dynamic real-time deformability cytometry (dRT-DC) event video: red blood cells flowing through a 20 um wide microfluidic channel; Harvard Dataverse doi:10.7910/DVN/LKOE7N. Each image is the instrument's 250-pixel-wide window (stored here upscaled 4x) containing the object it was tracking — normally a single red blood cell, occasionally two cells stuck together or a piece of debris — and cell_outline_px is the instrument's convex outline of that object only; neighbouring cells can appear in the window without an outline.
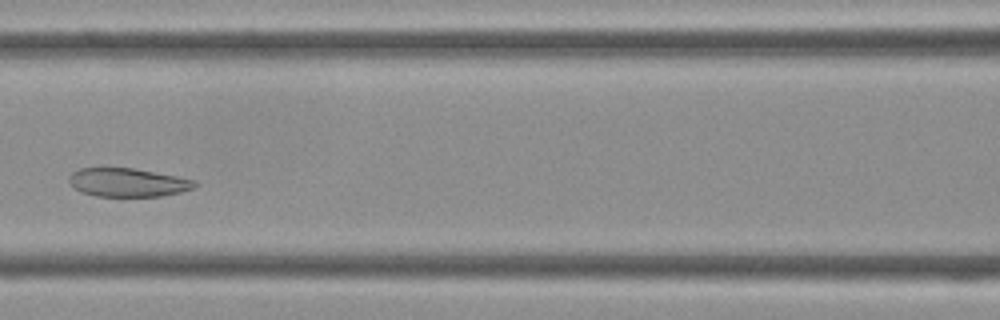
{"species": "Egyptian fruit bat (a non-hibernating species)", "species_latin": "Rousettus aegyptiacus", "temperature_condition": "cold", "stored_images_in_passage": 35, "camera_frame_rate_fps": 3000, "um_per_image_px": 0.085, "frame": {"image": 1, "passage_image": 13, "time_ms": 4.0, "image_size_px": [1000, 320], "cell_outline_px": [[200, 184], [192, 188], [180, 192], [160, 196], [96, 196], [80, 192], [68, 180], [68, 176], [72, 172], [80, 168], [132, 168], [176, 176], [196, 180]], "centroid_in_image_um": [10.86, 15.51], "position_along_channel_um": 155.7, "area_um2": 20.81}}
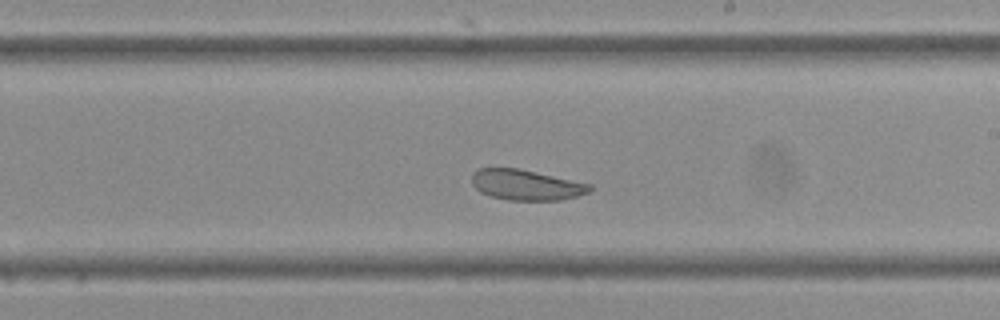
{"frame": {"image": 2, "passage_image": 19, "time_ms": 6.0, "image_size_px": [1000, 320], "cell_outline_px": [[592, 188], [588, 192], [576, 196], [560, 200], [508, 200], [492, 196], [480, 192], [472, 184], [472, 172], [480, 168], [516, 168], [592, 184]], "centroid_in_image_um": [44.7, 15.72], "position_along_channel_um": 244.3, "area_um2": 20.75}}
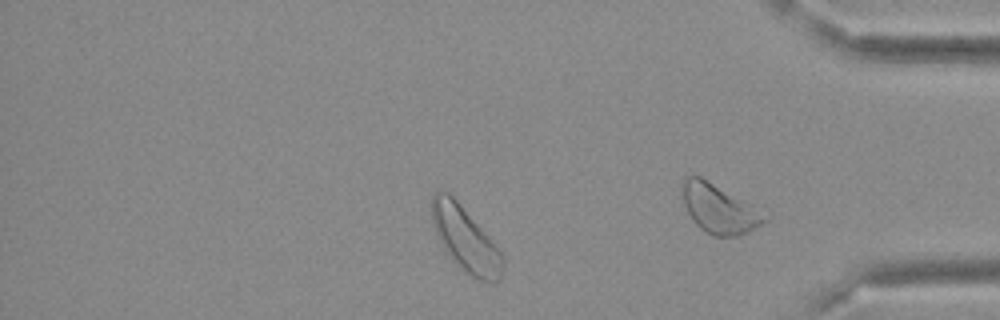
{"frame": {"image": 3, "passage_image": 28, "time_ms": 9.0, "image_size_px": [1000, 320], "cell_outline_px": [[504, 264], [500, 280], [480, 280], [472, 276], [456, 264], [452, 260], [444, 248], [436, 232], [432, 220], [432, 192], [440, 188], [448, 192], [456, 200], [492, 240], [504, 256]], "centroid_in_image_um": [39.55, 20.3], "position_along_channel_um": 395.6, "area_um2": 26.24}}